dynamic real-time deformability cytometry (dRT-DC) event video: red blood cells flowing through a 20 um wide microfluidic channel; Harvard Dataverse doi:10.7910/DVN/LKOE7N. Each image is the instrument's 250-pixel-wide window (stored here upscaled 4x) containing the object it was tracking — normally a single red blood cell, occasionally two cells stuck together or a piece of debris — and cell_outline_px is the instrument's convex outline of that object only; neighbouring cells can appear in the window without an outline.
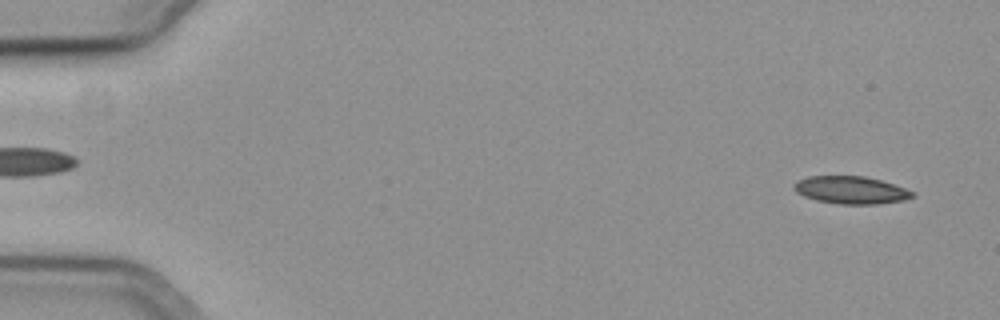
{"species": "common noctule bat (a hibernating species)", "species_latin": "Nyctalus noctula", "temperature_condition": "cold", "stored_images_in_passage": 56, "camera_frame_rate_fps": 3000, "um_per_image_px": 0.085, "animal": {"sex": "female", "body_mass_g": 19.3, "forearm_length_mm": 54.1}, "frame": {"image": 1, "passage_image": 3, "time_ms": 0.667, "image_size_px": [1000, 320], "cell_outline_px": [[916, 196], [904, 200], [880, 204], [840, 204], [816, 200], [804, 196], [796, 192], [792, 188], [792, 184], [796, 180], [808, 176], [864, 176], [880, 180], [916, 192]], "centroid_in_image_um": [72.31, 16.15], "position_along_channel_um": 12.7, "area_um2": 19.19}}
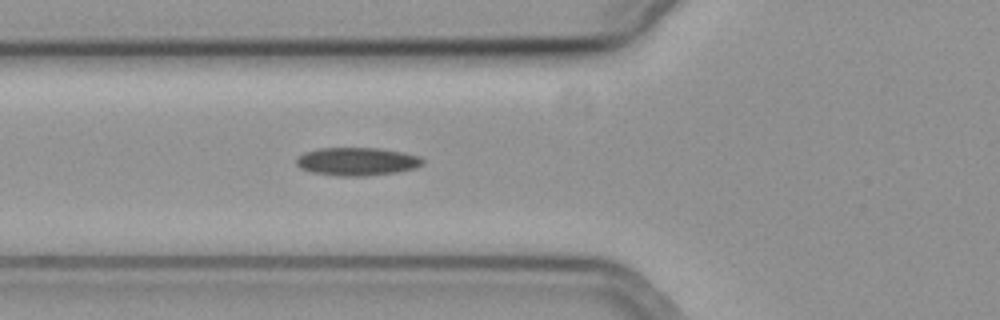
{"frame": {"image": 2, "passage_image": 21, "time_ms": 6.667, "image_size_px": [1000, 320], "cell_outline_px": [[424, 164], [416, 168], [396, 172], [364, 176], [340, 176], [312, 172], [300, 168], [296, 164], [296, 160], [304, 152], [320, 148], [380, 148], [404, 152], [420, 156], [424, 160]], "centroid_in_image_um": [30.38, 13.72], "position_along_channel_um": 95.4, "area_um2": 20.75}}
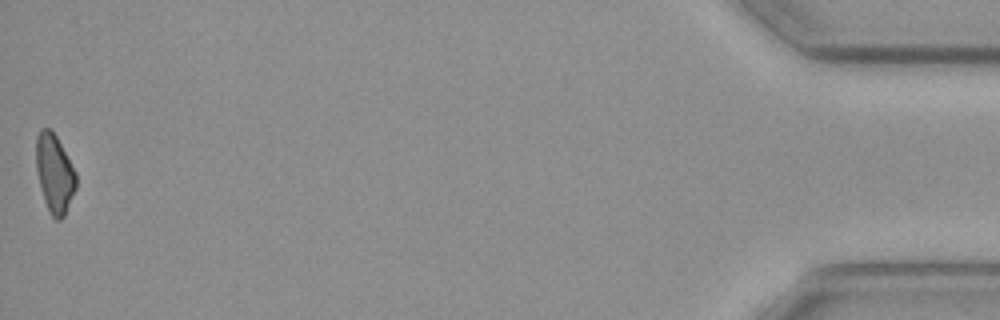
{"frame": {"image": 3, "passage_image": 56, "time_ms": 18.333, "image_size_px": [1000, 320], "cell_outline_px": [[76, 188], [64, 216], [60, 220], [56, 220], [52, 216], [44, 200], [36, 168], [36, 136], [40, 128], [48, 128], [56, 136], [76, 172]], "centroid_in_image_um": [4.63, 14.73], "position_along_channel_um": 430.6, "area_um2": 18.03}}